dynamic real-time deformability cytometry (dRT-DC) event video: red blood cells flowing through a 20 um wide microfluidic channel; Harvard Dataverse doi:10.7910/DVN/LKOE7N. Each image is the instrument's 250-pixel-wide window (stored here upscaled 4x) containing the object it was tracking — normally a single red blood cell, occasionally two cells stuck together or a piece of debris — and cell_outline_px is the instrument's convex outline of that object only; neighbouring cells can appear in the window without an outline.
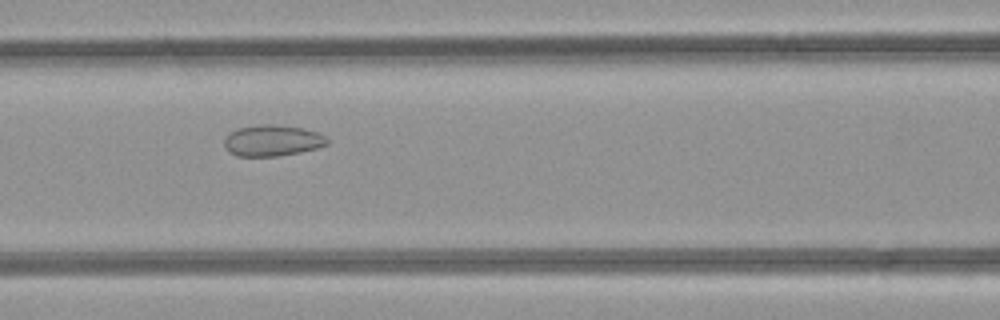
{"species": "common noctule bat (a hibernating species)", "species_latin": "Nyctalus noctula", "temperature_condition": "room temperature", "stored_images_in_passage": 32, "camera_frame_rate_fps": 3000, "um_per_image_px": 0.085, "animal": {"sex": "female", "body_mass_g": 21.9}, "frame": {"image": 1, "passage_image": 13, "time_ms": 4.0, "image_size_px": [1000, 320], "cell_outline_px": [[328, 144], [316, 148], [300, 152], [276, 156], [236, 156], [228, 152], [224, 144], [224, 140], [236, 128], [264, 124], [276, 124], [300, 128], [316, 132], [324, 136], [328, 140]], "centroid_in_image_um": [23.13, 11.95], "position_along_channel_um": 143.5, "area_um2": 18.5}}
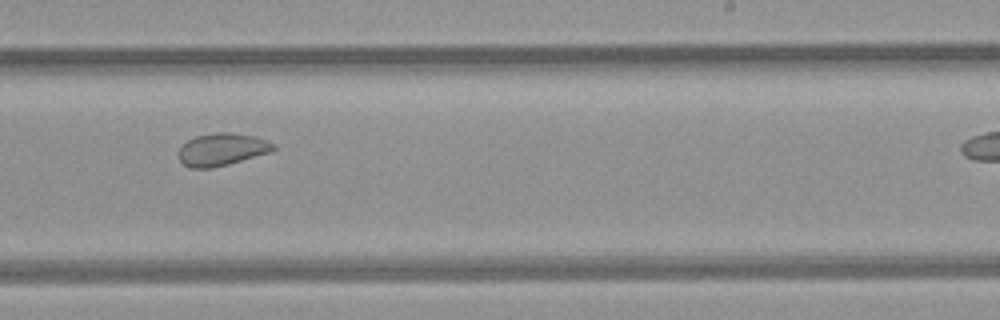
{"frame": {"image": 2, "passage_image": 22, "time_ms": 7.0, "image_size_px": [1000, 320], "cell_outline_px": [[276, 148], [272, 152], [228, 164], [212, 168], [188, 168], [180, 160], [180, 148], [188, 140], [196, 136], [216, 132], [232, 132], [256, 136], [268, 140], [276, 144]], "centroid_in_image_um": [18.93, 12.69], "position_along_channel_um": 270.1, "area_um2": 18.03}}
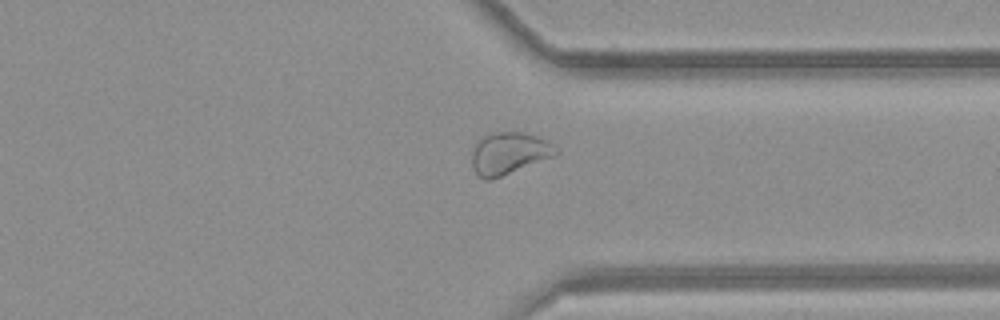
{"frame": {"image": 3, "passage_image": 29, "time_ms": 9.333, "image_size_px": [1000, 320], "cell_outline_px": [[560, 152], [556, 156], [500, 176], [488, 180], [484, 180], [472, 168], [472, 152], [476, 140], [484, 136], [496, 132], [520, 132], [536, 136], [552, 144]], "centroid_in_image_um": [43.25, 13.03], "position_along_channel_um": 368.1, "area_um2": 20.4}}